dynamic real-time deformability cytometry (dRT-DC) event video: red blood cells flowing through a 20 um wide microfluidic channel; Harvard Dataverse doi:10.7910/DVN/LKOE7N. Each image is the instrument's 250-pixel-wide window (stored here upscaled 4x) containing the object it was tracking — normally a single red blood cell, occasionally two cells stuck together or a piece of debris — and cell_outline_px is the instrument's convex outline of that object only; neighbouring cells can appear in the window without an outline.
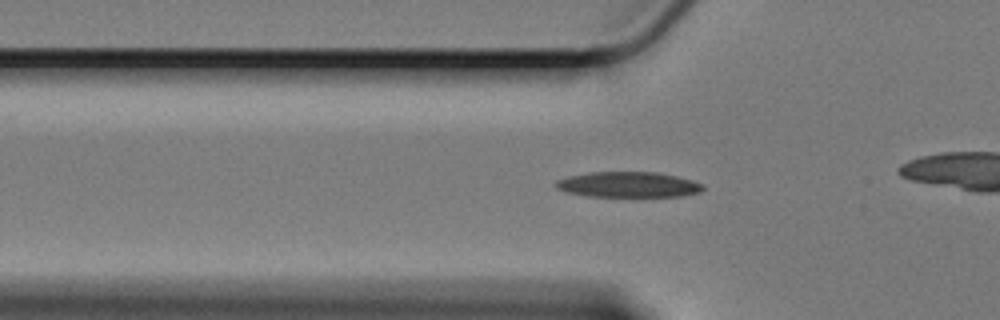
{"species": "Egyptian fruit bat (a non-hibernating species)", "species_latin": "Rousettus aegyptiacus", "temperature_condition": "cold", "stored_images_in_passage": 37, "camera_frame_rate_fps": 3000, "um_per_image_px": 0.085, "animal": {"sex": "female"}, "frame": {"image": 1, "passage_image": 9, "time_ms": 2.667, "image_size_px": [1000, 320], "cell_outline_px": [[704, 188], [700, 192], [684, 196], [588, 196], [568, 192], [556, 188], [552, 184], [556, 180], [568, 176], [588, 172], [656, 172], [676, 176], [692, 180], [704, 184]], "centroid_in_image_um": [53.39, 15.68], "position_along_channel_um": 72.4, "area_um2": 21.91}}
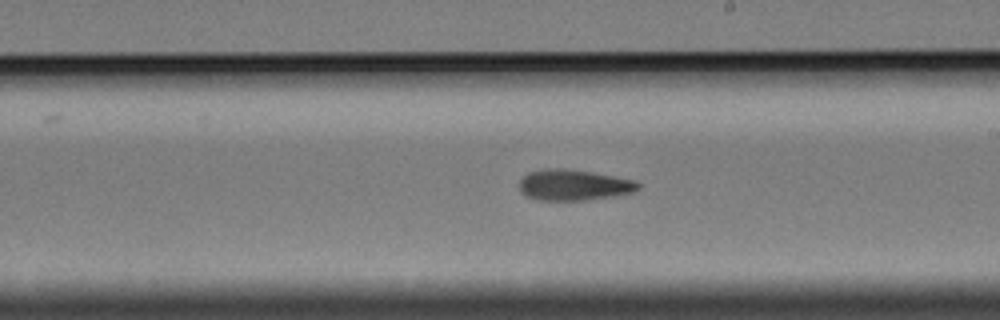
{"frame": {"image": 2, "passage_image": 24, "time_ms": 7.667, "image_size_px": [1000, 320], "cell_outline_px": [[640, 188], [632, 192], [612, 196], [584, 200], [536, 200], [524, 196], [520, 192], [520, 180], [528, 172], [544, 168], [564, 168], [636, 180], [640, 184]], "centroid_in_image_um": [48.72, 15.73], "position_along_channel_um": 240.3, "area_um2": 21.33}}
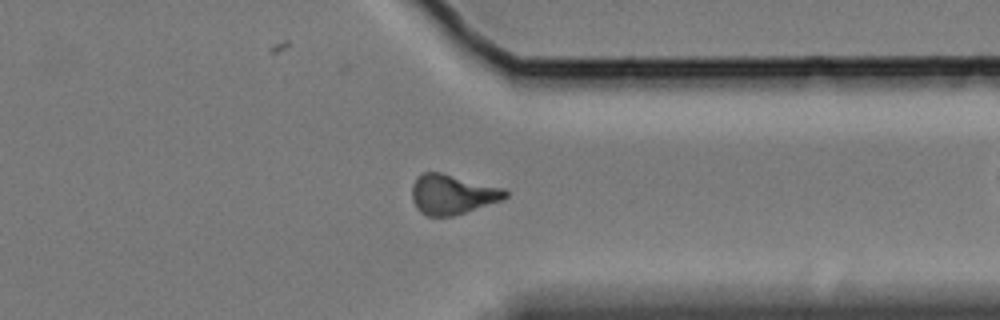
{"frame": {"image": 3, "passage_image": 36, "time_ms": 11.667, "image_size_px": [1000, 320], "cell_outline_px": [[508, 196], [500, 200], [452, 216], [428, 216], [420, 212], [416, 208], [412, 200], [412, 184], [424, 172], [440, 172], [504, 188], [508, 192]], "centroid_in_image_um": [38.42, 16.52], "position_along_channel_um": 373.0, "area_um2": 21.33}}